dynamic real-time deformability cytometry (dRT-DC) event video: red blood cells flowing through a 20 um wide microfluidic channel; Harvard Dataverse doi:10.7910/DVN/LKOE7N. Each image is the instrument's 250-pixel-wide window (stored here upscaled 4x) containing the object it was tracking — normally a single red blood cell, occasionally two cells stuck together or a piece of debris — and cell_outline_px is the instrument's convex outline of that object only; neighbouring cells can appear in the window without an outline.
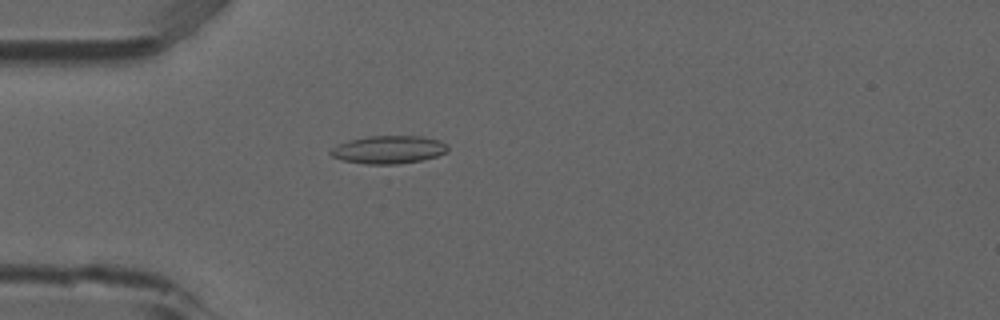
{"species": "common noctule bat (a hibernating species)", "species_latin": "Nyctalus noctula", "temperature_condition": "room temperature", "stored_images_in_passage": 3, "camera_frame_rate_fps": 3000, "um_per_image_px": 0.085, "animal": {"sex": "male", "forearm_length_mm": 52.5}, "frame": {"image": 1, "passage_image": 3, "time_ms": 0.667, "image_size_px": [1000, 320], "cell_outline_px": [[448, 148], [444, 152], [436, 156], [420, 160], [396, 164], [368, 164], [344, 160], [332, 156], [328, 152], [332, 148], [348, 140], [368, 136], [420, 136], [440, 140], [448, 144]], "centroid_in_image_um": [33.03, 12.71], "position_along_channel_um": 52.0, "area_um2": 18.84}}